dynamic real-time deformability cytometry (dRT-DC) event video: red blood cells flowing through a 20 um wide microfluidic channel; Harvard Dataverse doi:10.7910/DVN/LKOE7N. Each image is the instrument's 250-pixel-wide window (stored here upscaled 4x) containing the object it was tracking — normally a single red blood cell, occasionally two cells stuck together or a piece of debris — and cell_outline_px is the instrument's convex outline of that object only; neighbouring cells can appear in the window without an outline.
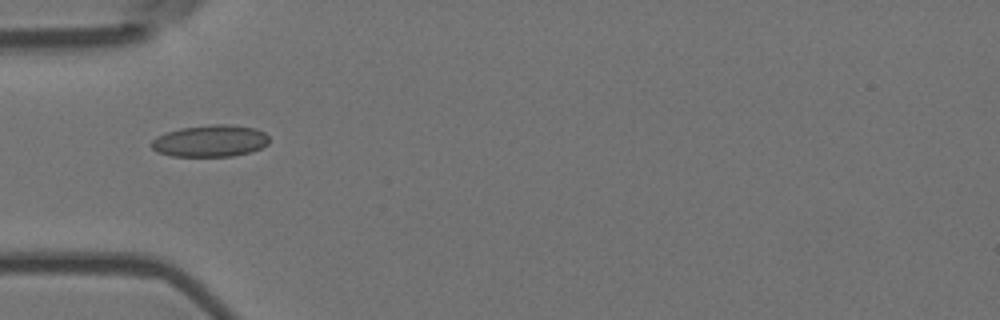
{"species": "Egyptian fruit bat (a non-hibernating species)", "species_latin": "Rousettus aegyptiacus", "temperature_condition": "room temperature", "stored_images_in_passage": 5, "camera_frame_rate_fps": 3000, "um_per_image_px": 0.085, "animal": {"sex": "female"}, "frame": {"image": 1, "passage_image": 1, "time_ms": 0.0, "image_size_px": [1000, 320], "cell_outline_px": [[268, 144], [252, 152], [232, 156], [172, 156], [156, 152], [148, 144], [156, 136], [180, 128], [212, 124], [228, 124], [256, 128], [264, 132], [268, 136]], "centroid_in_image_um": [17.85, 11.98], "position_along_channel_um": 67.1, "area_um2": 22.02}}
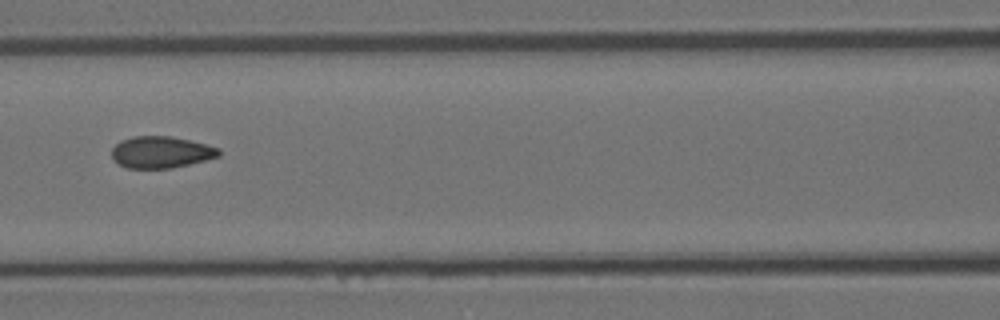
{"frame": {"image": 2, "passage_image": 3, "time_ms": 0.667, "image_size_px": [1000, 320], "cell_outline_px": [[220, 156], [188, 164], [168, 168], [128, 168], [112, 160], [112, 148], [120, 140], [132, 136], [172, 136], [220, 148]], "centroid_in_image_um": [13.65, 12.92], "position_along_channel_um": 152.9, "area_um2": 19.65}}
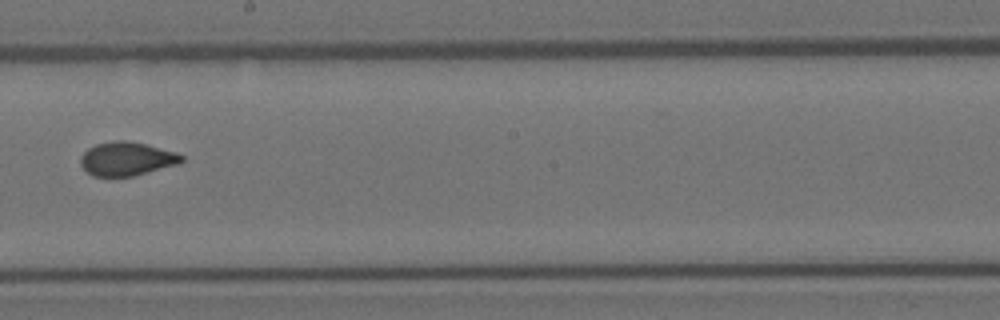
{"frame": {"image": 3, "passage_image": 5, "time_ms": 1.333, "image_size_px": [1000, 320], "cell_outline_px": [[184, 160], [176, 164], [132, 176], [92, 176], [80, 164], [80, 156], [88, 148], [96, 144], [112, 140], [124, 140], [144, 144], [176, 152], [184, 156]], "centroid_in_image_um": [10.73, 13.49], "position_along_channel_um": 237.5, "area_um2": 19.59}}